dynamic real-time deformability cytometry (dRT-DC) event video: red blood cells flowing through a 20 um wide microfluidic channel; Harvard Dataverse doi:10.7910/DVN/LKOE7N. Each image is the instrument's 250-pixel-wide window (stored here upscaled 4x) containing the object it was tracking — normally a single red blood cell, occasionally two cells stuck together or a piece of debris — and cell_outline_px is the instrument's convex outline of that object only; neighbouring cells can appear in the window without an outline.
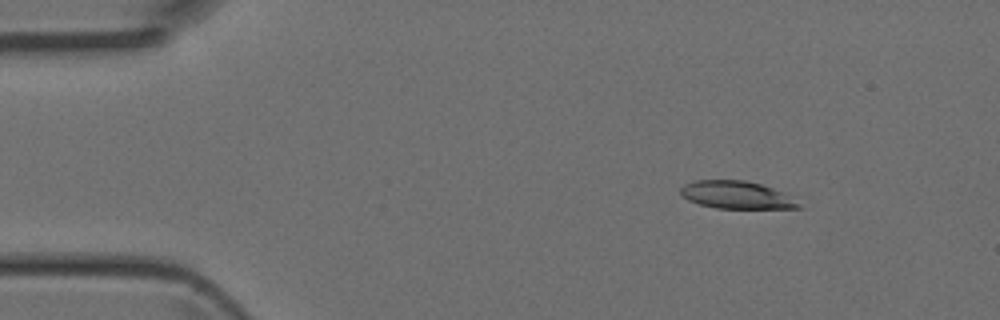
{"species": "Egyptian fruit bat (a non-hibernating species)", "species_latin": "Rousettus aegyptiacus", "temperature_condition": "room temperature", "stored_images_in_passage": 3, "camera_frame_rate_fps": 3000, "um_per_image_px": 0.085, "animal": {"sex": "female"}, "frame": {"image": 1, "passage_image": 1, "time_ms": 0.0, "image_size_px": [1000, 320], "cell_outline_px": [[804, 208], [716, 208], [700, 204], [688, 200], [680, 192], [680, 188], [684, 184], [696, 180], [744, 180], [760, 184], [772, 188], [788, 196], [800, 204]], "centroid_in_image_um": [62.56, 16.57], "position_along_channel_um": 22.4, "area_um2": 18.67}}
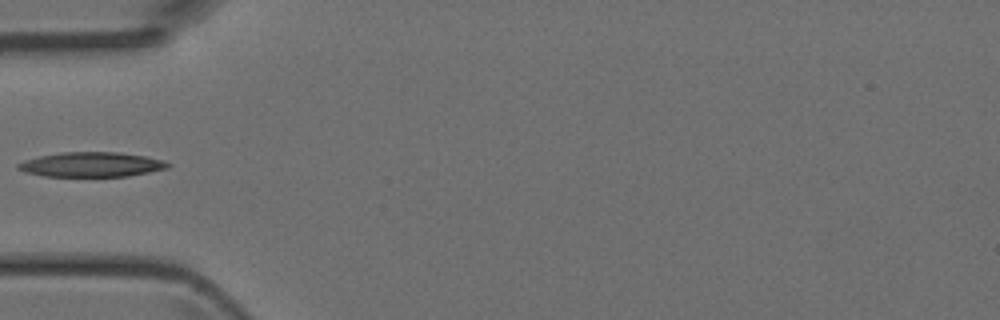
{"frame": {"image": 2, "passage_image": 3, "time_ms": 0.667, "image_size_px": [1000, 320], "cell_outline_px": [[172, 164], [168, 168], [128, 176], [44, 176], [24, 172], [16, 168], [16, 164], [24, 160], [40, 156], [60, 152], [120, 152], [144, 156], [164, 160]], "centroid_in_image_um": [7.76, 13.98], "position_along_channel_um": 77.2, "area_um2": 21.62}}